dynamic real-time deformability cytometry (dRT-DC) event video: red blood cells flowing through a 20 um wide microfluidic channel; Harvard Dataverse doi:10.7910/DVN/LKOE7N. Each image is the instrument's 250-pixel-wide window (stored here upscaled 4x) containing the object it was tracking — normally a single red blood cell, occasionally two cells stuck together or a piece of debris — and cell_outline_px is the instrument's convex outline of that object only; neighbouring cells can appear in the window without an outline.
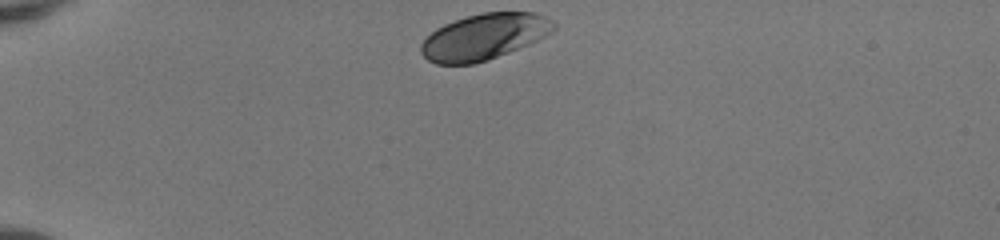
{"species": "human", "species_latin": "Homo sapiens", "temperature_condition": "room temperature", "stored_images_in_passage": 33, "camera_frame_rate_fps": 3000, "um_per_image_px": 0.085, "donor": {"sex": "female"}, "frame": {"image": 1, "passage_image": 1, "time_ms": 0.0, "image_size_px": [1000, 240], "cell_outline_px": [[556, 28], [552, 32], [528, 44], [488, 60], [472, 64], [436, 64], [428, 60], [420, 52], [420, 44], [436, 28], [444, 24], [468, 16], [484, 12], [536, 12], [552, 20], [556, 24]], "centroid_in_image_um": [41.15, 3.12], "position_along_channel_um": 43.9, "area_um2": 35.37}}
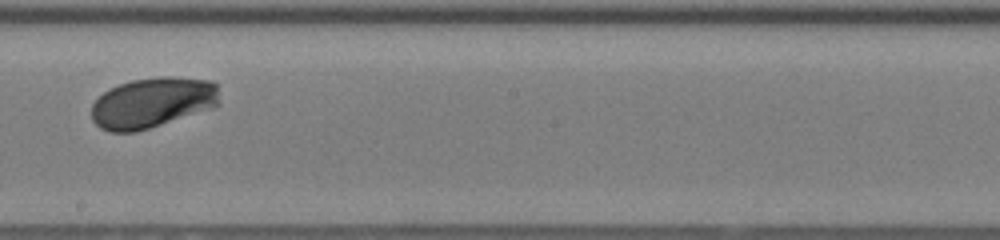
{"frame": {"image": 2, "passage_image": 19, "time_ms": 6.0, "image_size_px": [1000, 240], "cell_outline_px": [[220, 104], [212, 108], [136, 132], [108, 132], [100, 128], [92, 120], [92, 104], [104, 92], [120, 84], [132, 80], [160, 76], [172, 76], [212, 80], [216, 84]], "centroid_in_image_um": [12.97, 8.72], "position_along_channel_um": 235.2, "area_um2": 37.63}}
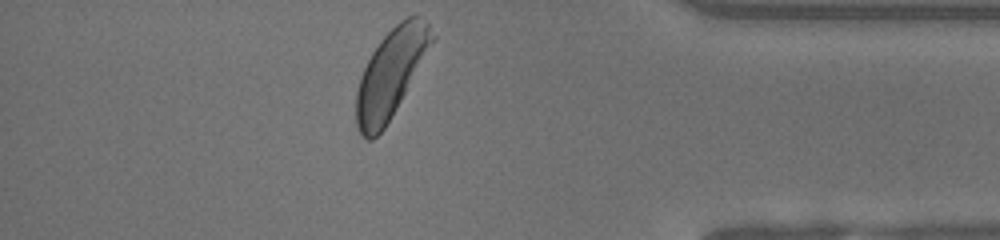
{"frame": {"image": 3, "passage_image": 33, "time_ms": 10.667, "image_size_px": [1000, 240], "cell_outline_px": [[436, 36], [396, 108], [384, 128], [372, 140], [368, 140], [360, 136], [356, 128], [356, 92], [360, 76], [372, 52], [380, 40], [400, 20], [408, 16], [416, 16], [428, 24]], "centroid_in_image_um": [33.17, 6.27], "position_along_channel_um": 402.0, "area_um2": 38.09}, "authors_computed_cell_mechanics": {"area_um2": 36.8764, "velocity_mm_per_s": 4.0302, "shape_relaxation_time_tau1_ms": 1.8208, "shape_relaxation_time_tau2_ms": null, "deformation_change_tau1": 0.1263, "deformation_change_tau2": null}}